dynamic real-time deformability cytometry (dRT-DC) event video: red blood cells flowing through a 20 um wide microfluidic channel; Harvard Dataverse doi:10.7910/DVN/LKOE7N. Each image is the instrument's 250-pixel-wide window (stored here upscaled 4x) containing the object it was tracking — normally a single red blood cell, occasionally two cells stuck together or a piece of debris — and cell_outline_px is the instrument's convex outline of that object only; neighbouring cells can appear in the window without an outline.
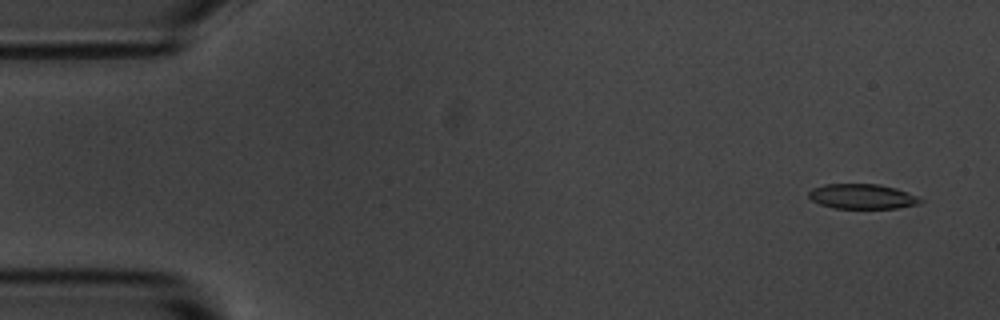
{"species": "common noctule bat (a hibernating species)", "species_latin": "Nyctalus noctula", "temperature_condition": "room temperature", "stored_images_in_passage": 6, "camera_frame_rate_fps": 3000, "um_per_image_px": 0.085, "animal": {"sex": "male", "body_mass_g": 20.1, "forearm_length_mm": 53.5}, "frame": {"image": 1, "passage_image": 1, "time_ms": 0.0, "image_size_px": [1000, 320], "cell_outline_px": [[924, 200], [920, 204], [896, 208], [836, 208], [820, 204], [812, 200], [808, 196], [808, 192], [812, 188], [824, 184], [876, 184], [896, 188], [916, 196]], "centroid_in_image_um": [73.28, 16.69], "position_along_channel_um": 11.7, "area_um2": 16.13}}
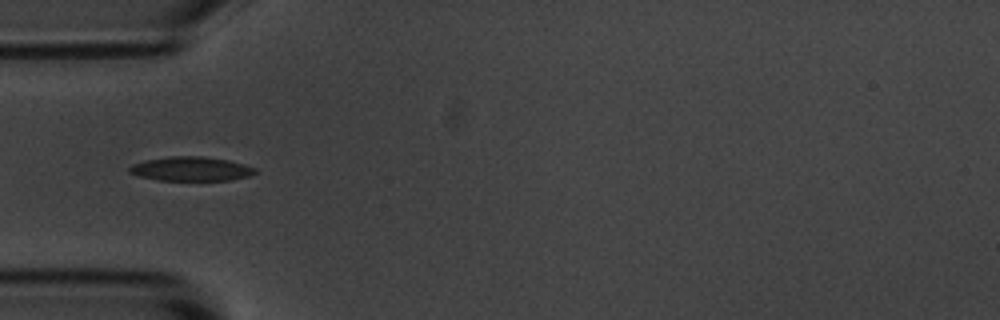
{"frame": {"image": 2, "passage_image": 5, "time_ms": 4.667, "image_size_px": [1000, 320], "cell_outline_px": [[256, 172], [248, 176], [228, 180], [156, 180], [140, 176], [128, 172], [128, 168], [132, 164], [148, 160], [168, 156], [204, 156], [228, 160], [256, 168]], "centroid_in_image_um": [16.21, 14.35], "position_along_channel_um": 68.8, "area_um2": 17.57}}